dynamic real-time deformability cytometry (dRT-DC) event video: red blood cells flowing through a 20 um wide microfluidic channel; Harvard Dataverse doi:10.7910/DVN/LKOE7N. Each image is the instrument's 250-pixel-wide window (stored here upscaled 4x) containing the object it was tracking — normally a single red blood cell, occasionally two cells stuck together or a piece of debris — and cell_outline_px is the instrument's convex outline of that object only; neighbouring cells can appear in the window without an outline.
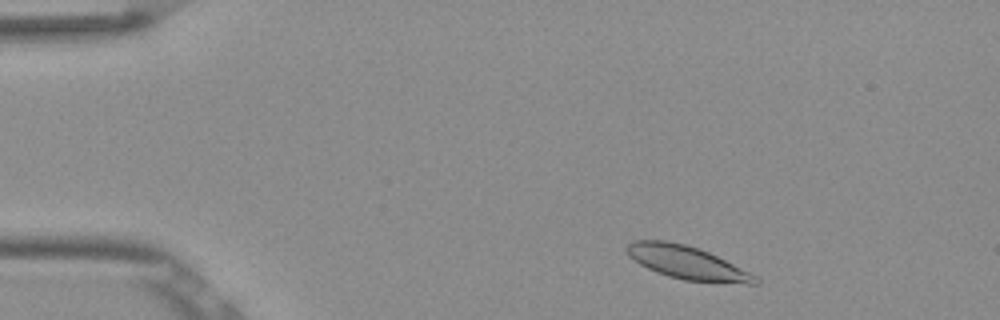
{"species": "Egyptian fruit bat (a non-hibernating species)", "species_latin": "Rousettus aegyptiacus", "temperature_condition": "room temperature", "stored_images_in_passage": 49, "camera_frame_rate_fps": 3000, "um_per_image_px": 0.085, "frame": {"image": 1, "passage_image": 4, "time_ms": 1.0, "image_size_px": [1000, 320], "cell_outline_px": [[760, 284], [748, 284], [684, 280], [668, 276], [656, 272], [640, 264], [628, 256], [624, 248], [632, 240], [664, 240], [684, 244], [708, 252], [756, 276], [760, 280]], "centroid_in_image_um": [58.35, 22.32], "position_along_channel_um": 26.7, "area_um2": 24.57}}
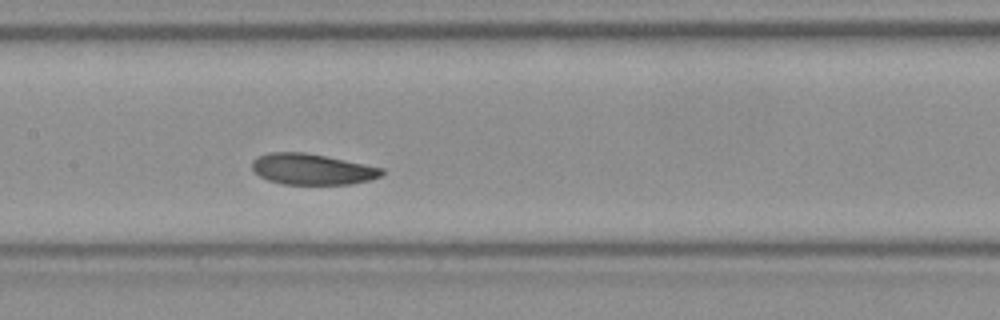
{"frame": {"image": 2, "passage_image": 22, "time_ms": 7.0, "image_size_px": [1000, 320], "cell_outline_px": [[384, 172], [380, 176], [368, 180], [352, 184], [280, 184], [268, 180], [260, 176], [252, 168], [252, 160], [256, 156], [268, 152], [304, 152], [384, 168]], "centroid_in_image_um": [26.49, 14.38], "position_along_channel_um": 180.9, "area_um2": 23.29}}
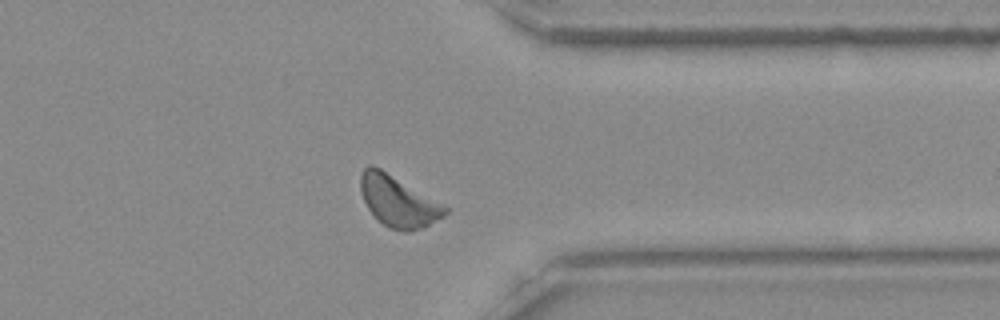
{"frame": {"image": 3, "passage_image": 38, "time_ms": 12.333, "image_size_px": [1000, 320], "cell_outline_px": [[448, 212], [444, 216], [420, 228], [408, 232], [404, 232], [388, 228], [368, 208], [364, 200], [360, 188], [360, 176], [364, 168], [368, 164], [372, 164], [380, 168], [444, 204], [448, 208]], "centroid_in_image_um": [33.84, 17.09], "position_along_channel_um": 377.6, "area_um2": 24.85}, "authors_computed_cell_mechanics": {"area_um2": 24.4494, "velocity_mm_per_s": 3.7887, "shape_relaxation_time_tau1_ms": 2.701, "shape_relaxation_time_tau2_ms": 2.474, "deformation_change_tau1": 0.1011, "deformation_change_tau2": 0.0731}}